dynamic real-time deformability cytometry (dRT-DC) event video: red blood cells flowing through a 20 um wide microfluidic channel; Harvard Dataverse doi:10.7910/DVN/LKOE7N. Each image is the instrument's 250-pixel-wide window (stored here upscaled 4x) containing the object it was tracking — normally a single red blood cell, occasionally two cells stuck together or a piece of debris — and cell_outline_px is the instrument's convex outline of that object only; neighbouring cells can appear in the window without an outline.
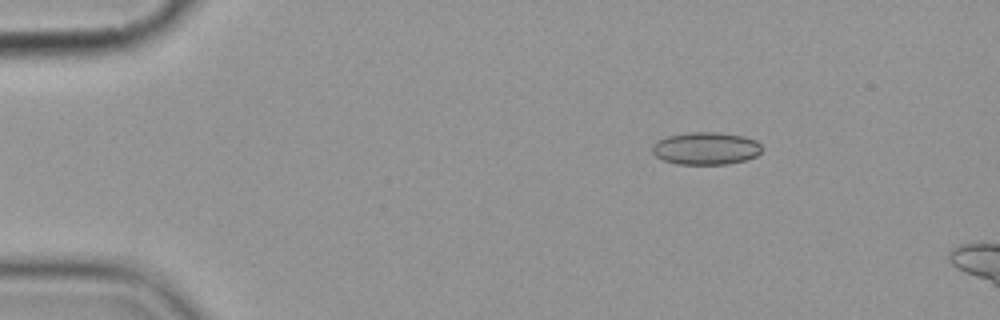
{"species": "common noctule bat (a hibernating species)", "species_latin": "Nyctalus noctula", "temperature_condition": "cold", "stored_images_in_passage": 3, "camera_frame_rate_fps": 3000, "um_per_image_px": 0.085, "animal": {"sex": "female", "body_mass_g": 19.9}, "frame": {"image": 1, "passage_image": 1, "time_ms": 0.0, "image_size_px": [1000, 320], "cell_outline_px": [[760, 152], [756, 156], [744, 160], [728, 164], [676, 164], [664, 160], [656, 156], [652, 152], [652, 144], [656, 140], [668, 136], [688, 132], [716, 132], [744, 136], [756, 140], [760, 144]], "centroid_in_image_um": [59.97, 12.61], "position_along_channel_um": 25.0, "area_um2": 20.81}}